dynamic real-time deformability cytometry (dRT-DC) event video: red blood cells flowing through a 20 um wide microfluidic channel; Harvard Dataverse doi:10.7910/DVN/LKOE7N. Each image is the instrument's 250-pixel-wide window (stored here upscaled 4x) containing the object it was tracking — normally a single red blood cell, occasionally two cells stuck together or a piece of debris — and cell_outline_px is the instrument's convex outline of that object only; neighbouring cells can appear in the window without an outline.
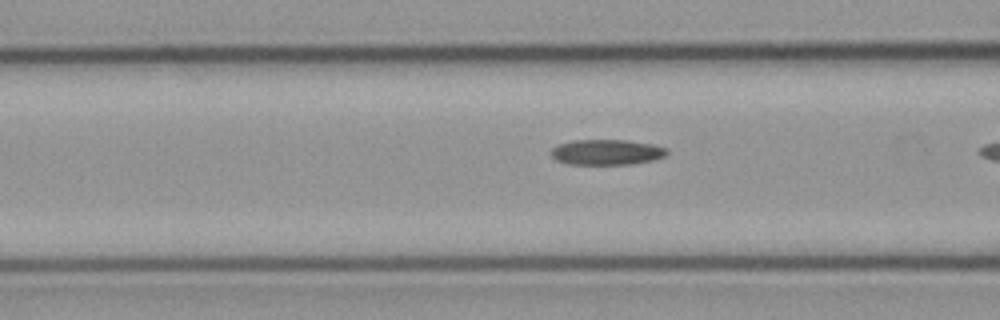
{"species": "common noctule bat (a hibernating species)", "species_latin": "Nyctalus noctula", "temperature_condition": "cold", "stored_images_in_passage": 9, "camera_frame_rate_fps": 3000, "um_per_image_px": 0.085, "animal": {"sex": "male", "body_mass_g": 23.1, "forearm_length_mm": 52.7}, "frame": {"image": 1, "passage_image": 8, "time_ms": 2.333, "image_size_px": [1000, 320], "cell_outline_px": [[668, 152], [664, 156], [652, 160], [632, 164], [568, 164], [556, 160], [552, 156], [552, 148], [560, 144], [572, 140], [628, 140], [652, 144], [668, 148]], "centroid_in_image_um": [51.58, 12.93], "position_along_channel_um": 115.0, "area_um2": 17.11}}